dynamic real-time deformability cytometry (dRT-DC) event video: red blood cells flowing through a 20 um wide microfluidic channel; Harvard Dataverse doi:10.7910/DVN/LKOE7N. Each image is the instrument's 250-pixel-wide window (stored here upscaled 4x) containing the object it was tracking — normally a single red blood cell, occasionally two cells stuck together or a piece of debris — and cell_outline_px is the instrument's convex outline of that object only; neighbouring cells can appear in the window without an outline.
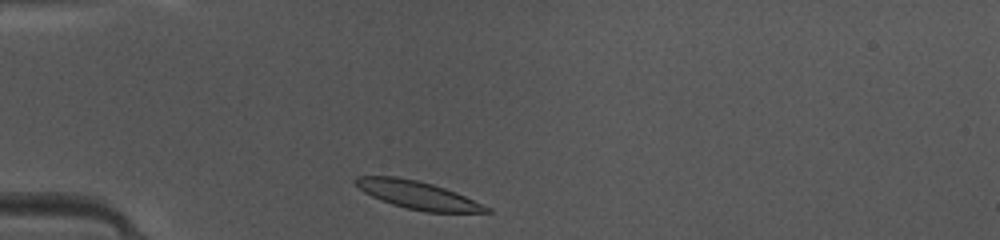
{"species": "common noctule bat (a hibernating species)", "species_latin": "Nyctalus noctula", "temperature_condition": "warm", "stored_images_in_passage": 36, "camera_frame_rate_fps": 3000, "um_per_image_px": 0.085, "animal": {"sex": "female", "body_mass_g": 10.0, "forearm_length_mm": 53.1}, "frame": {"image": 1, "passage_image": 1, "time_ms": 0.0, "image_size_px": [1000, 240], "cell_outline_px": [[492, 212], [424, 212], [392, 204], [380, 200], [364, 192], [352, 180], [356, 176], [396, 176], [416, 180], [432, 184], [456, 192], [492, 208]], "centroid_in_image_um": [35.5, 16.57], "position_along_channel_um": 49.5, "area_um2": 21.15}}
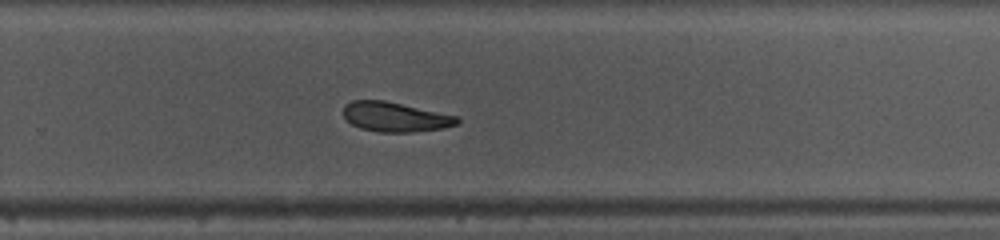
{"frame": {"image": 2, "passage_image": 20, "time_ms": 6.333, "image_size_px": [1000, 240], "cell_outline_px": [[460, 124], [444, 128], [412, 132], [380, 132], [360, 128], [352, 124], [344, 116], [344, 104], [352, 100], [384, 100], [456, 116], [460, 120]], "centroid_in_image_um": [33.59, 9.94], "position_along_channel_um": 296.2, "area_um2": 19.54}}
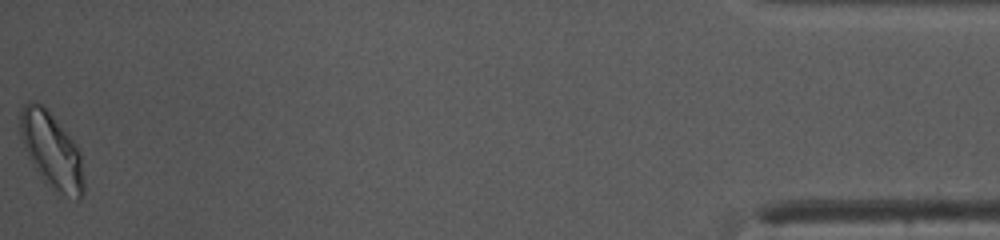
{"frame": {"image": 3, "passage_image": 36, "time_ms": 11.667, "image_size_px": [1000, 240], "cell_outline_px": [[84, 192], [80, 200], [76, 200], [60, 192], [44, 180], [40, 176], [28, 156], [24, 148], [20, 136], [20, 108], [28, 100], [32, 100], [40, 104], [52, 116], [72, 140], [80, 152], [84, 176]], "centroid_in_image_um": [4.38, 12.79], "position_along_channel_um": 430.8, "area_um2": 27.63}, "authors_computed_cell_mechanics": {"area_um2": 21.1548, "velocity_mm_per_s": 4.1401, "shape_relaxation_time_tau1_ms": 2.4672, "shape_relaxation_time_tau2_ms": 1.8761, "deformation_change_tau1": 0.1138, "deformation_change_tau2": 0.0768}}